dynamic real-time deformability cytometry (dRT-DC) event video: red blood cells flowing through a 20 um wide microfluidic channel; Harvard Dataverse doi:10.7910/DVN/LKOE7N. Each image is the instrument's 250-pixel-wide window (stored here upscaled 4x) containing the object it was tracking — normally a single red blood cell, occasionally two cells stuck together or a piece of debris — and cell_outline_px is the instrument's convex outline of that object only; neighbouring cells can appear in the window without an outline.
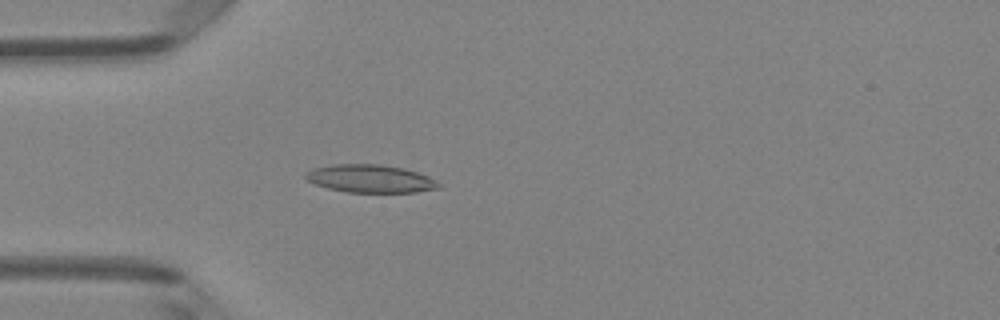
{"species": "Egyptian fruit bat (a non-hibernating species)", "species_latin": "Rousettus aegyptiacus", "temperature_condition": "room temperature", "stored_images_in_passage": 5, "camera_frame_rate_fps": 3000, "um_per_image_px": 0.085, "animal": {"sex": "female"}, "frame": {"image": 1, "passage_image": 5, "time_ms": 4.667, "image_size_px": [1000, 320], "cell_outline_px": [[440, 188], [416, 192], [348, 192], [328, 188], [316, 184], [308, 180], [304, 176], [304, 172], [316, 168], [332, 164], [380, 164], [404, 168], [428, 176], [436, 180], [440, 184]], "centroid_in_image_um": [31.49, 15.18], "position_along_channel_um": 53.5, "area_um2": 21.56}}